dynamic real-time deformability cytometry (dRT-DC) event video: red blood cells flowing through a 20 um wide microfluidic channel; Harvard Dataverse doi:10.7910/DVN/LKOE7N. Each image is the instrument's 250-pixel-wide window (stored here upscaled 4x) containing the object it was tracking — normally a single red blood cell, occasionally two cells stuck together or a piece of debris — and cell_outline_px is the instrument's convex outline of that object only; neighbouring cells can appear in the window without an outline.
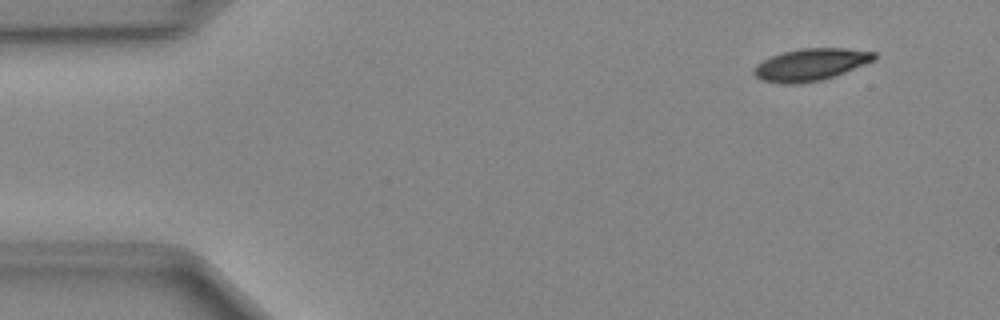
{"species": "Egyptian fruit bat (a non-hibernating species)", "species_latin": "Rousettus aegyptiacus", "temperature_condition": "cold", "stored_images_in_passage": 48, "camera_frame_rate_fps": 3000, "um_per_image_px": 0.085, "animal": {"sex": "female"}, "frame": {"image": 1, "passage_image": 4, "time_ms": 1.0, "image_size_px": [1000, 320], "cell_outline_px": [[880, 56], [876, 60], [844, 72], [820, 80], [796, 84], [788, 84], [760, 80], [752, 72], [752, 68], [756, 64], [772, 56], [784, 52], [800, 48], [844, 48], [876, 52]], "centroid_in_image_um": [68.92, 5.48], "position_along_channel_um": 16.1, "area_um2": 22.48}}
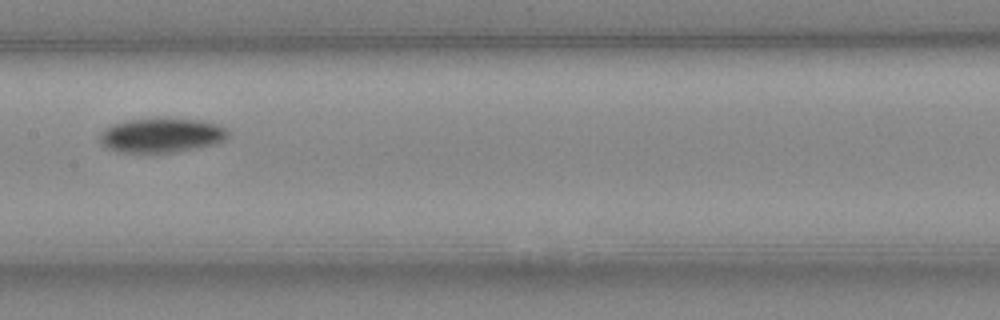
{"frame": {"image": 2, "passage_image": 24, "time_ms": 7.667, "image_size_px": [1000, 320], "cell_outline_px": [[228, 140], [216, 144], [200, 148], [176, 152], [120, 152], [104, 148], [100, 144], [100, 132], [112, 124], [128, 120], [168, 116], [204, 120], [216, 124], [224, 128], [228, 132]], "centroid_in_image_um": [13.75, 11.48], "position_along_channel_um": 193.6, "area_um2": 26.65}}
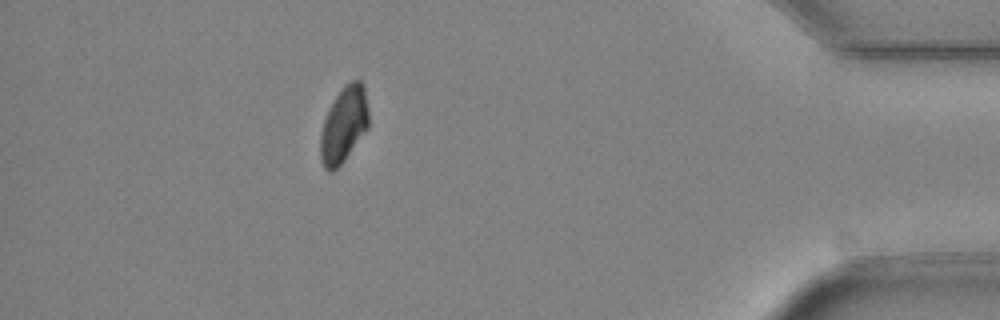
{"frame": {"image": 3, "passage_image": 43, "time_ms": 14.0, "image_size_px": [1000, 320], "cell_outline_px": [[368, 128], [344, 160], [332, 172], [328, 172], [324, 168], [320, 160], [320, 136], [324, 120], [336, 96], [344, 84], [352, 80], [360, 80], [364, 84], [368, 112]], "centroid_in_image_um": [29.22, 10.6], "position_along_channel_um": 406.0, "area_um2": 21.15}}